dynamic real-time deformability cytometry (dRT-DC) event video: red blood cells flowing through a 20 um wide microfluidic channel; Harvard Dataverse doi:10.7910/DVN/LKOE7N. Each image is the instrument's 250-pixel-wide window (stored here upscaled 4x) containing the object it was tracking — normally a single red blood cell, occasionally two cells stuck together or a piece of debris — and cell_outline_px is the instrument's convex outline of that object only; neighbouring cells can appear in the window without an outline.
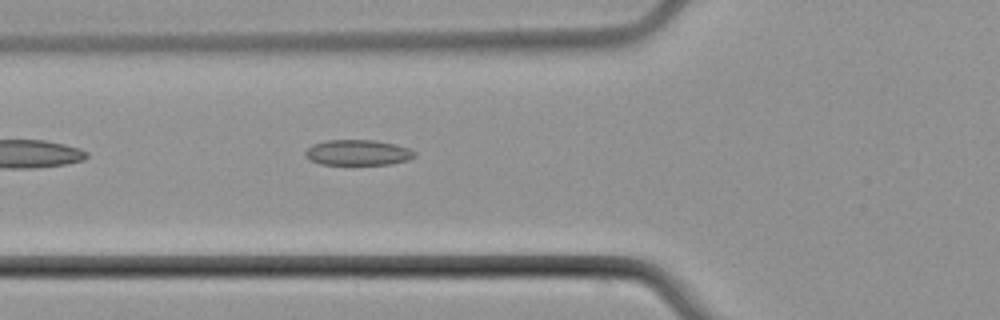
{"species": "common noctule bat (a hibernating species)", "species_latin": "Nyctalus noctula", "temperature_condition": "cold", "stored_images_in_passage": 5, "camera_frame_rate_fps": 3000, "um_per_image_px": 0.085, "animal": {"sex": "male", "body_mass_g": 21.5, "forearm_length_mm": 52.0}, "frame": {"image": 1, "passage_image": 5, "time_ms": 5.0, "image_size_px": [1000, 320], "cell_outline_px": [[416, 156], [408, 160], [392, 164], [320, 164], [308, 160], [304, 156], [304, 152], [312, 144], [324, 140], [372, 140], [396, 144], [408, 148], [416, 152]], "centroid_in_image_um": [30.39, 12.97], "position_along_channel_um": 95.4, "area_um2": 16.42}}